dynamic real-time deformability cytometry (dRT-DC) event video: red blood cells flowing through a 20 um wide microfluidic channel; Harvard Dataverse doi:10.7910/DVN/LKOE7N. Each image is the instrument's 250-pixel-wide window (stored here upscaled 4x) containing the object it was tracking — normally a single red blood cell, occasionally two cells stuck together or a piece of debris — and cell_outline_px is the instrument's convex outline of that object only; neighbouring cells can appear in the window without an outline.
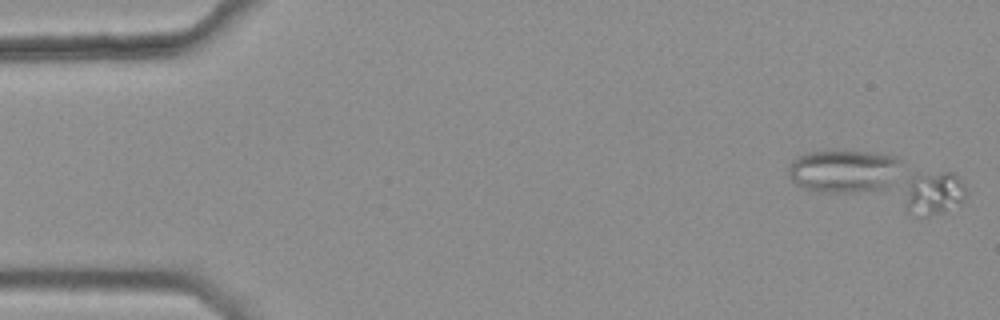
{"species": "common noctule bat (a hibernating species)", "species_latin": "Nyctalus noctula", "temperature_condition": "warm", "stored_images_in_passage": 39, "camera_frame_rate_fps": 3000, "um_per_image_px": 0.085, "animal": {"sex": "female", "body_mass_g": 25.1}, "frame": {"image": 1, "passage_image": 1, "time_ms": 0.0, "image_size_px": [1000, 320], "cell_outline_px": [[968, 192], [964, 200], [944, 212], [928, 216], [920, 216], [908, 212], [900, 188], [900, 184], [912, 176], [944, 172], [952, 172], [960, 176]], "centroid_in_image_um": [79.3, 16.41], "position_along_channel_um": 5.7, "area_um2": 16.3}}
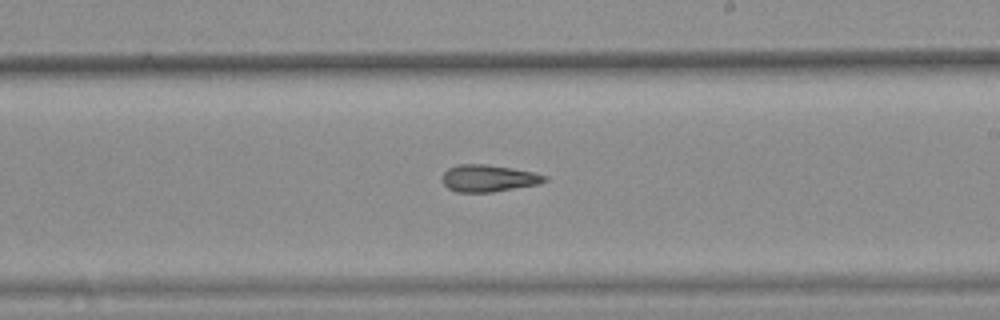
{"frame": {"image": 2, "passage_image": 28, "time_ms": 9.0, "image_size_px": [1000, 320], "cell_outline_px": [[548, 180], [540, 184], [492, 192], [456, 192], [448, 188], [444, 184], [444, 172], [448, 168], [460, 164], [484, 164], [512, 168], [532, 172], [548, 176]], "centroid_in_image_um": [41.55, 15.16], "position_along_channel_um": 247.4, "area_um2": 16.01}}
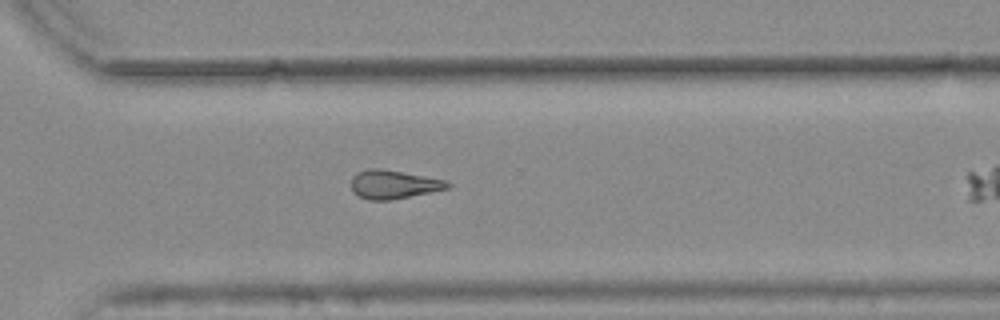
{"frame": {"image": 3, "passage_image": 35, "time_ms": 11.333, "image_size_px": [1000, 320], "cell_outline_px": [[452, 184], [448, 188], [432, 192], [392, 200], [368, 200], [352, 192], [352, 176], [368, 168], [380, 168], [424, 176], [444, 180]], "centroid_in_image_um": [33.45, 15.68], "position_along_channel_um": 337.2, "area_um2": 15.95}}